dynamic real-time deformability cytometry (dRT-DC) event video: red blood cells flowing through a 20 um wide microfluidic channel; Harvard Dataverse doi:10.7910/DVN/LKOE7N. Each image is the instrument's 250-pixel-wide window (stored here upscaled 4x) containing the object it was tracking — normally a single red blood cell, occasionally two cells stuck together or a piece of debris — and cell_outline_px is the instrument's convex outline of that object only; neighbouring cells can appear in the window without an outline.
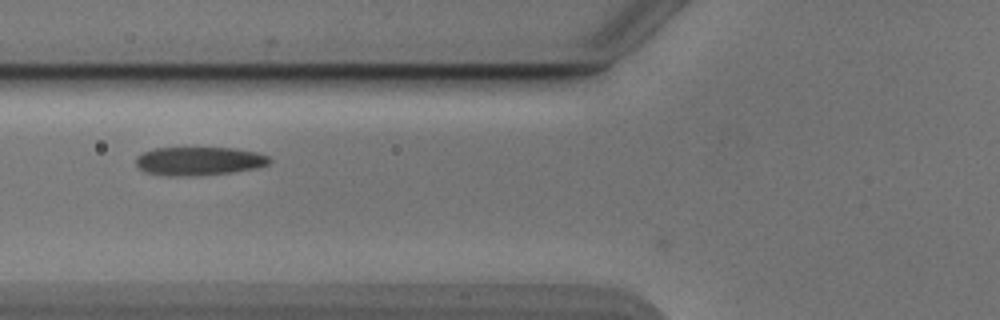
{"species": "Egyptian fruit bat (a non-hibernating species)", "species_latin": "Rousettus aegyptiacus", "temperature_condition": "cold", "stored_images_in_passage": 6, "camera_frame_rate_fps": 3000, "um_per_image_px": 0.085, "animal": {"sex": "male"}, "frame": {"image": 1, "passage_image": 3, "time_ms": 0.667, "image_size_px": [1000, 320], "cell_outline_px": [[272, 160], [268, 164], [256, 168], [232, 172], [176, 176], [168, 176], [144, 172], [136, 164], [136, 156], [144, 152], [156, 148], [236, 148], [256, 152], [268, 156]], "centroid_in_image_um": [16.91, 13.68], "position_along_channel_um": 108.9, "area_um2": 21.96}}